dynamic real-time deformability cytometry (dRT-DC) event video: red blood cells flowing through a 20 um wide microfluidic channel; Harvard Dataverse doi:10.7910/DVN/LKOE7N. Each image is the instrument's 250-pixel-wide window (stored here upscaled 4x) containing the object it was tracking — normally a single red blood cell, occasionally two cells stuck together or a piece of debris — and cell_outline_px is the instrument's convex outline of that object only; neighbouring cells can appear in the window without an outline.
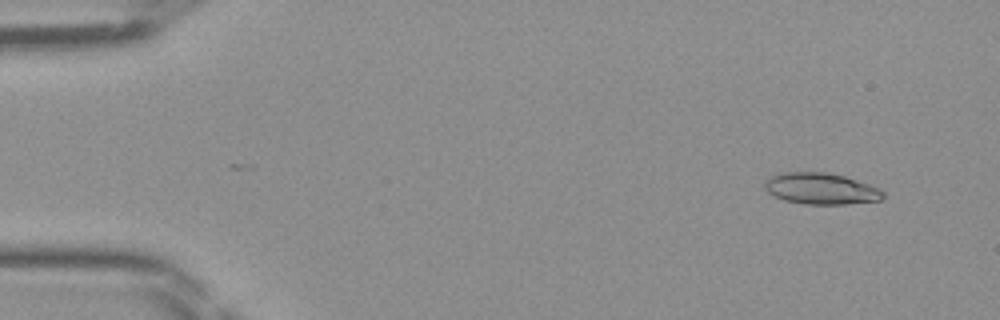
{"species": "Egyptian fruit bat (a non-hibernating species)", "species_latin": "Rousettus aegyptiacus", "temperature_condition": "room temperature", "stored_images_in_passage": 46, "camera_frame_rate_fps": 3000, "um_per_image_px": 0.085, "frame": {"image": 1, "passage_image": 3, "time_ms": 0.667, "image_size_px": [1000, 320], "cell_outline_px": [[884, 196], [880, 200], [844, 204], [804, 204], [784, 200], [768, 192], [764, 188], [764, 180], [768, 176], [776, 172], [824, 172], [844, 176], [880, 188], [884, 192]], "centroid_in_image_um": [69.73, 16.02], "position_along_channel_um": 15.3, "area_um2": 21.73}}
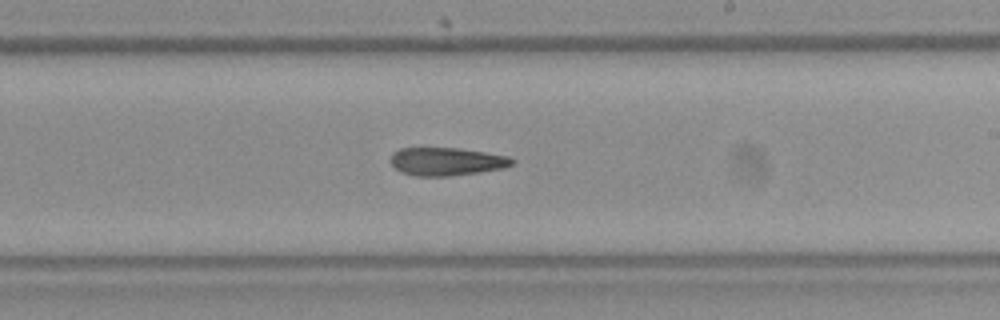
{"frame": {"image": 2, "passage_image": 27, "time_ms": 8.667, "image_size_px": [1000, 320], "cell_outline_px": [[516, 160], [512, 164], [504, 168], [480, 172], [448, 176], [416, 176], [400, 172], [388, 160], [392, 152], [400, 148], [460, 148], [508, 156]], "centroid_in_image_um": [37.93, 13.72], "position_along_channel_um": 251.1, "area_um2": 20.0}}
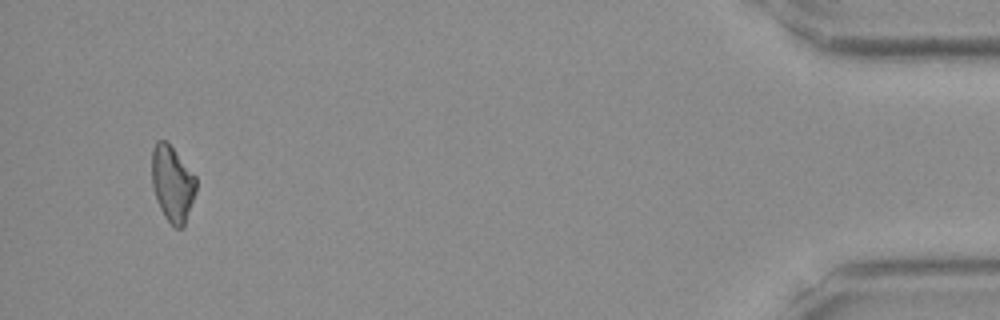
{"frame": {"image": 3, "passage_image": 44, "time_ms": 14.333, "image_size_px": [1000, 320], "cell_outline_px": [[196, 192], [184, 228], [176, 228], [164, 216], [156, 200], [152, 188], [152, 148], [156, 140], [168, 140], [196, 176]], "centroid_in_image_um": [14.65, 15.58], "position_along_channel_um": 420.5, "area_um2": 20.0}}